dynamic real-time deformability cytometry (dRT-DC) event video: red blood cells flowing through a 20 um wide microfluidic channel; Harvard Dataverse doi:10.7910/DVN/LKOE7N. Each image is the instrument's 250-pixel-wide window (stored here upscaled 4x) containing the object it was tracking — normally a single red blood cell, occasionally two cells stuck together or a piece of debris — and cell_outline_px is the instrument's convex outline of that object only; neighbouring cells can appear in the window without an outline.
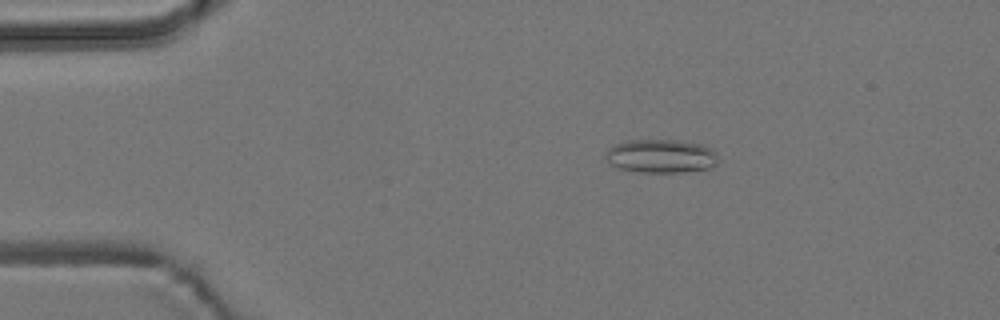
{"species": "common noctule bat (a hibernating species)", "species_latin": "Nyctalus noctula", "temperature_condition": "room temperature", "stored_images_in_passage": 6, "camera_frame_rate_fps": 3000, "um_per_image_px": 0.085, "animal": {"sex": "male", "body_mass_g": 19.2, "forearm_length_mm": 51.8}, "frame": {"image": 1, "passage_image": 3, "time_ms": 0.667, "image_size_px": [1000, 320], "cell_outline_px": [[716, 164], [712, 168], [684, 172], [640, 172], [620, 168], [612, 164], [604, 156], [604, 152], [612, 144], [624, 140], [676, 140], [704, 144], [716, 152]], "centroid_in_image_um": [56.17, 13.25], "position_along_channel_um": 28.8, "area_um2": 22.25}}